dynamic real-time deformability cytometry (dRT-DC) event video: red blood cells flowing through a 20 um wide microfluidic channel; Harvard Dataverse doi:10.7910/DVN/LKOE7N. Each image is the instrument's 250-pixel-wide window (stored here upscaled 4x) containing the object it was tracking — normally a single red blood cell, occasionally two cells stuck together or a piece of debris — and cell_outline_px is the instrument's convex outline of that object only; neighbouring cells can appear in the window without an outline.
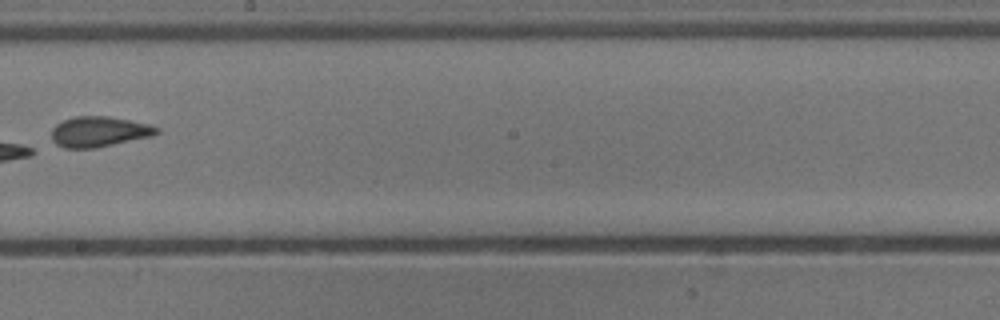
{"species": "common noctule bat (a hibernating species)", "species_latin": "Nyctalus noctula", "temperature_condition": "cold", "stored_images_in_passage": 9, "camera_frame_rate_fps": 3000, "um_per_image_px": 0.085, "animal": {"sex": "male", "body_mass_g": 13.3}, "frame": {"image": 1, "passage_image": 8, "time_ms": 2.333, "image_size_px": [1000, 320], "cell_outline_px": [[160, 132], [152, 136], [96, 148], [64, 148], [56, 144], [52, 140], [52, 128], [56, 124], [64, 120], [76, 116], [108, 116], [152, 124], [160, 128]], "centroid_in_image_um": [8.45, 11.19], "position_along_channel_um": 239.7, "area_um2": 18.79}}
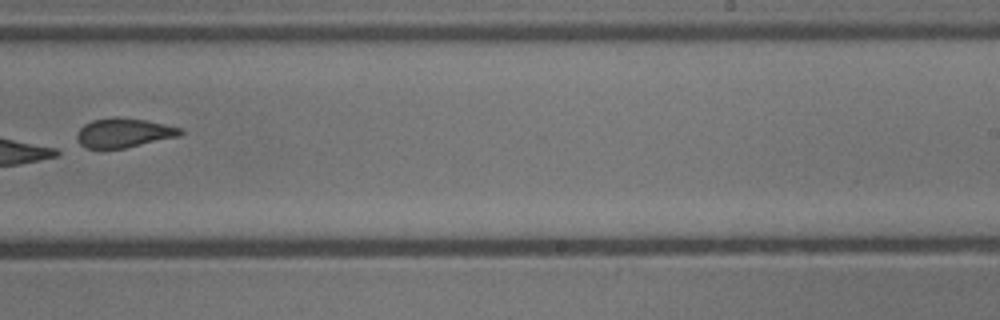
{"frame": {"image": 2, "passage_image": 9, "time_ms": 2.667, "image_size_px": [1000, 320], "cell_outline_px": [[184, 132], [180, 136], [124, 148], [104, 152], [100, 152], [84, 148], [76, 144], [76, 136], [80, 128], [84, 124], [92, 120], [112, 116], [116, 116], [144, 120], [184, 128]], "centroid_in_image_um": [10.43, 11.33], "position_along_channel_um": 278.6, "area_um2": 18.55}}